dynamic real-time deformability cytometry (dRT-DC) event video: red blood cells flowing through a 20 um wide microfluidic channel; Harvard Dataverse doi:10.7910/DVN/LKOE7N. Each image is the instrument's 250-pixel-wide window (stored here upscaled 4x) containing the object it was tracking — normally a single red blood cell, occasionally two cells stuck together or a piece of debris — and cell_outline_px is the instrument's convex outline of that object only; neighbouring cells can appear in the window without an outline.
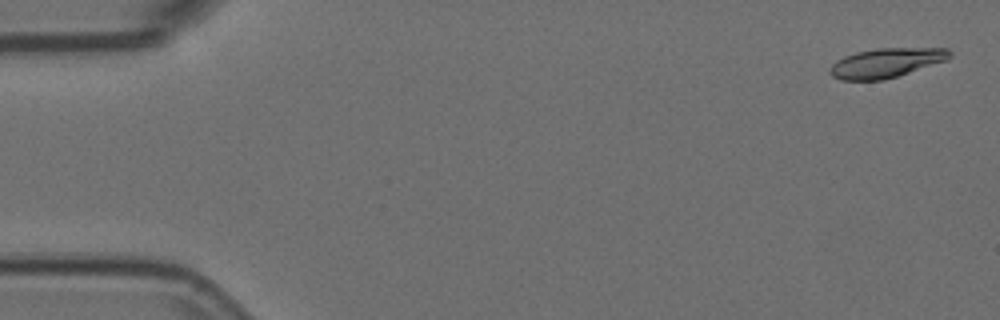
{"species": "Egyptian fruit bat (a non-hibernating species)", "species_latin": "Rousettus aegyptiacus", "temperature_condition": "room temperature", "stored_images_in_passage": 8, "camera_frame_rate_fps": 3000, "um_per_image_px": 0.085, "animal": {"sex": "female"}, "frame": {"image": 1, "passage_image": 2, "time_ms": 0.333, "image_size_px": [1000, 320], "cell_outline_px": [[952, 56], [948, 60], [884, 80], [840, 80], [832, 76], [828, 72], [828, 68], [836, 60], [844, 56], [856, 52], [876, 48], [948, 48], [952, 52]], "centroid_in_image_um": [75.31, 5.34], "position_along_channel_um": 9.7, "area_um2": 20.75}}